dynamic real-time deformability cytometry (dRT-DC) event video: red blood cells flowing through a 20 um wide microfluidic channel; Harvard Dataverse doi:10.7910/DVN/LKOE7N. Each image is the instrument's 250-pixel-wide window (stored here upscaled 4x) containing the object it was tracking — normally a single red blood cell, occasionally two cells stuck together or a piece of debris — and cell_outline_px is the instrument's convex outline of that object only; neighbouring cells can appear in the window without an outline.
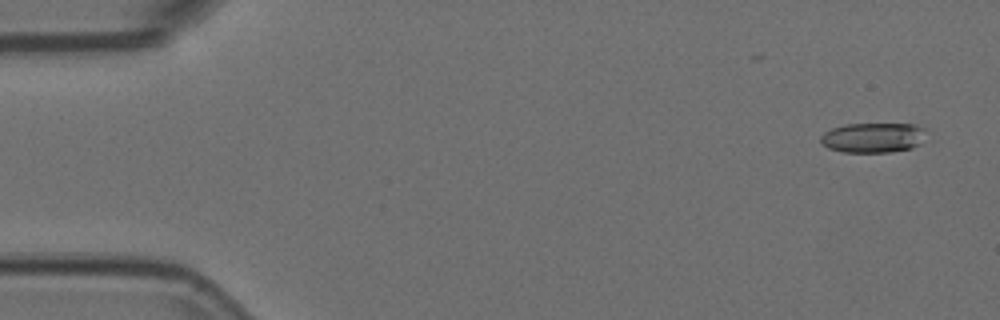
{"species": "Egyptian fruit bat (a non-hibernating species)", "species_latin": "Rousettus aegyptiacus", "temperature_condition": "room temperature", "stored_images_in_passage": 5, "camera_frame_rate_fps": 3000, "um_per_image_px": 0.085, "animal": {"sex": "female"}, "frame": {"image": 1, "passage_image": 1, "time_ms": 0.0, "image_size_px": [1000, 320], "cell_outline_px": [[924, 128], [920, 144], [912, 148], [888, 152], [844, 152], [828, 148], [820, 140], [820, 136], [824, 132], [832, 128], [844, 124], [916, 124]], "centroid_in_image_um": [74.18, 11.69], "position_along_channel_um": 10.8, "area_um2": 18.26}}